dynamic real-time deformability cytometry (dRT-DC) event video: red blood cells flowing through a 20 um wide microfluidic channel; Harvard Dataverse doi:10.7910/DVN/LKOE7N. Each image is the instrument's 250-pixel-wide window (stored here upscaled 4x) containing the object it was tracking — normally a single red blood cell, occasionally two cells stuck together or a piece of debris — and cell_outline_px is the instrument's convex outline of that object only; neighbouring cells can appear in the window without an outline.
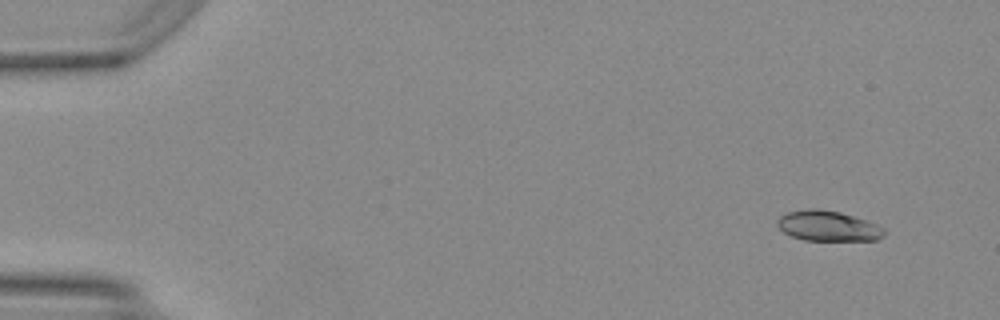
{"species": "Egyptian fruit bat (a non-hibernating species)", "species_latin": "Rousettus aegyptiacus", "temperature_condition": "warm", "stored_images_in_passage": 48, "camera_frame_rate_fps": 3000, "um_per_image_px": 0.085, "animal": {"sex": "female"}, "frame": {"image": 1, "passage_image": 3, "time_ms": 0.667, "image_size_px": [1000, 320], "cell_outline_px": [[884, 236], [876, 240], [804, 240], [792, 236], [784, 232], [776, 224], [776, 220], [780, 216], [788, 212], [808, 208], [816, 208], [840, 212], [876, 224], [884, 228]], "centroid_in_image_um": [70.35, 19.2], "position_along_channel_um": 14.6, "area_um2": 18.73}}
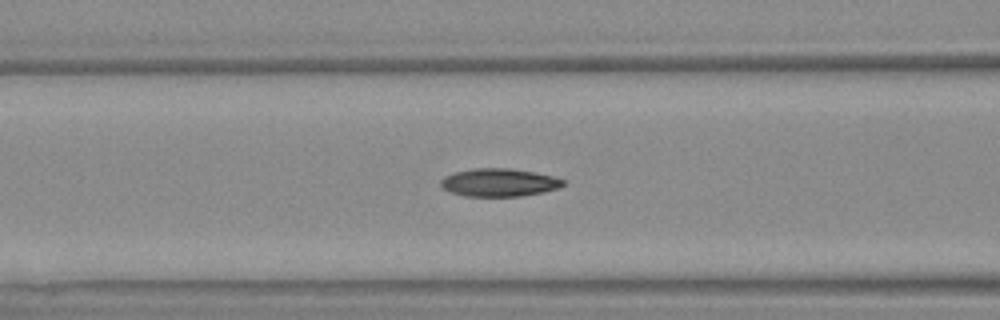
{"frame": {"image": 2, "passage_image": 20, "time_ms": 6.333, "image_size_px": [1000, 320], "cell_outline_px": [[564, 184], [556, 188], [544, 192], [520, 196], [464, 196], [452, 192], [444, 188], [440, 184], [440, 180], [444, 176], [456, 172], [472, 168], [508, 168], [532, 172], [552, 176], [564, 180]], "centroid_in_image_um": [42.39, 15.51], "position_along_channel_um": 124.2, "area_um2": 19.71}}
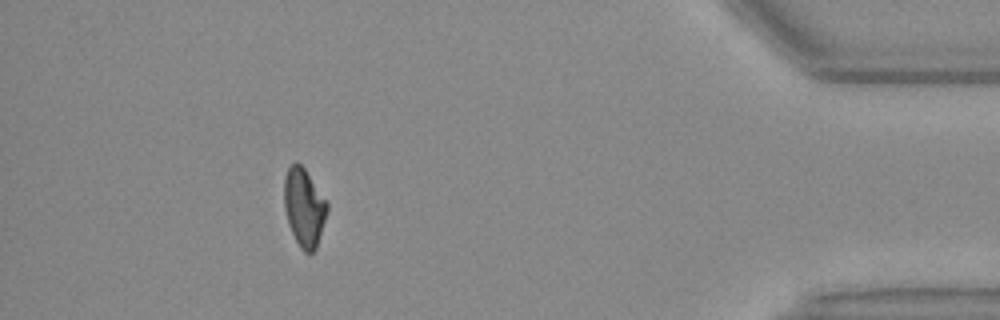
{"frame": {"image": 3, "passage_image": 44, "time_ms": 14.333, "image_size_px": [1000, 320], "cell_outline_px": [[328, 212], [316, 248], [312, 252], [304, 252], [300, 248], [288, 224], [284, 208], [284, 176], [288, 168], [296, 160], [304, 168], [328, 204]], "centroid_in_image_um": [25.83, 17.63], "position_along_channel_um": 409.4, "area_um2": 19.48}, "authors_computed_cell_mechanics": {"area_um2": 19.8254, "velocity_mm_per_s": 4.2115, "shape_relaxation_time_tau1_ms": 10.9167, "shape_relaxation_time_tau2_ms": 3.6431, "deformation_change_tau1": 0.2606, "deformation_change_tau2": 0.102}}